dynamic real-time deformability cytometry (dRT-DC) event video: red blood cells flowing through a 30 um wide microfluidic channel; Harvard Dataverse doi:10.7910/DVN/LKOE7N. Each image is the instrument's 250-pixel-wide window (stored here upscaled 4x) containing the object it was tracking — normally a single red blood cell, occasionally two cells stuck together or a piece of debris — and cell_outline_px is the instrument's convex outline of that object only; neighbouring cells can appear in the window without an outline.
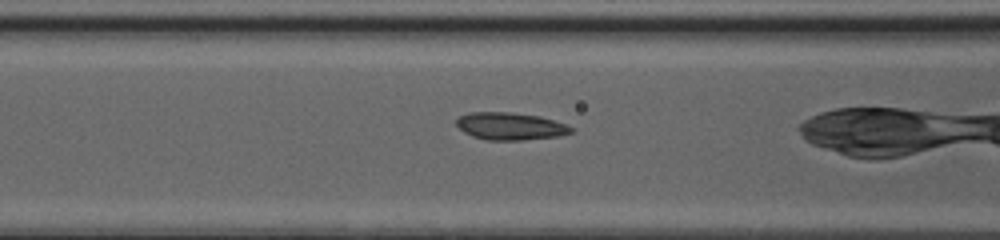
{"species": "common noctule bat (a hibernating species)", "species_latin": "Nyctalus noctula", "temperature_condition": "cold", "stored_images_in_passage": 37, "camera_frame_rate_fps": 3000, "um_per_image_px": 0.085, "animal": {"sex": "female", "body_mass_g": 20.0, "forearm_length_mm": 54.0}, "frame": {"image": 1, "passage_image": 16, "time_ms": 5.0, "image_size_px": [1000, 240], "cell_outline_px": [[576, 132], [560, 136], [524, 140], [484, 140], [472, 136], [464, 132], [456, 124], [456, 120], [460, 116], [468, 112], [512, 112], [540, 116], [564, 124], [572, 128]], "centroid_in_image_um": [43.37, 10.73], "position_along_channel_um": 123.2, "area_um2": 18.44}}
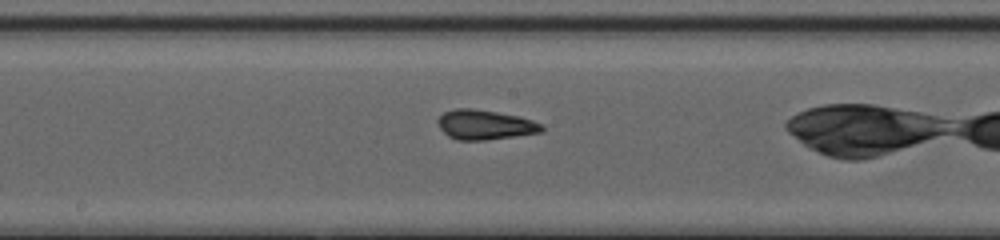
{"frame": {"image": 2, "passage_image": 22, "time_ms": 7.0, "image_size_px": [1000, 240], "cell_outline_px": [[544, 132], [484, 140], [456, 140], [448, 136], [440, 128], [436, 120], [444, 112], [456, 108], [472, 108], [520, 116], [544, 124]], "centroid_in_image_um": [41.24, 10.6], "position_along_channel_um": 207.0, "area_um2": 18.09}}
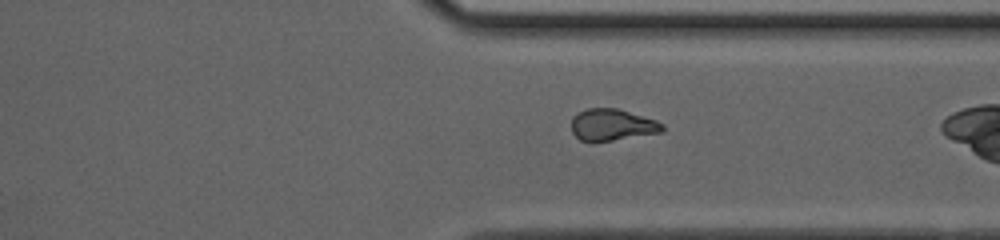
{"frame": {"image": 3, "passage_image": 33, "time_ms": 10.667, "image_size_px": [1000, 240], "cell_outline_px": [[664, 132], [612, 140], [580, 140], [572, 132], [572, 116], [576, 112], [588, 108], [616, 108], [656, 120], [664, 124]], "centroid_in_image_um": [52.04, 10.59], "position_along_channel_um": 359.4, "area_um2": 16.65}}